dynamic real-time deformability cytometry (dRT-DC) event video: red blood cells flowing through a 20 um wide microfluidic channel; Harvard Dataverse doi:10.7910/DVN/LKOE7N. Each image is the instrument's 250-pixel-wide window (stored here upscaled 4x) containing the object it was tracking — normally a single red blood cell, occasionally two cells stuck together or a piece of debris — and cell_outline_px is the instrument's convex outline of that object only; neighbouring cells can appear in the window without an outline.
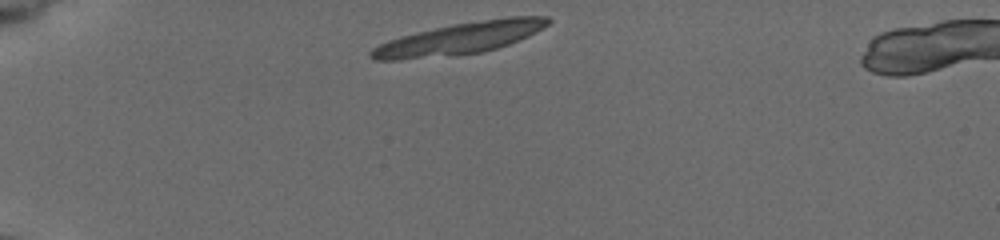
{"species": "common noctule bat (a hibernating species)", "species_latin": "Nyctalus noctula", "temperature_condition": "cold", "stored_images_in_passage": 10, "camera_frame_rate_fps": 3000, "um_per_image_px": 0.085, "animal": {"sex": "female", "body_mass_g": 19.5, "forearm_length_mm": 54.1}, "frame": {"image": 1, "passage_image": 1, "time_ms": 0.0, "image_size_px": [1000, 240], "cell_outline_px": [[552, 20], [548, 24], [536, 32], [528, 36], [508, 44], [496, 48], [480, 52], [400, 60], [372, 60], [368, 56], [368, 52], [372, 48], [388, 40], [400, 36], [416, 32], [452, 24], [508, 16], [548, 16]], "centroid_in_image_um": [39.05, 3.25], "position_along_channel_um": 46.0, "area_um2": 32.48}}